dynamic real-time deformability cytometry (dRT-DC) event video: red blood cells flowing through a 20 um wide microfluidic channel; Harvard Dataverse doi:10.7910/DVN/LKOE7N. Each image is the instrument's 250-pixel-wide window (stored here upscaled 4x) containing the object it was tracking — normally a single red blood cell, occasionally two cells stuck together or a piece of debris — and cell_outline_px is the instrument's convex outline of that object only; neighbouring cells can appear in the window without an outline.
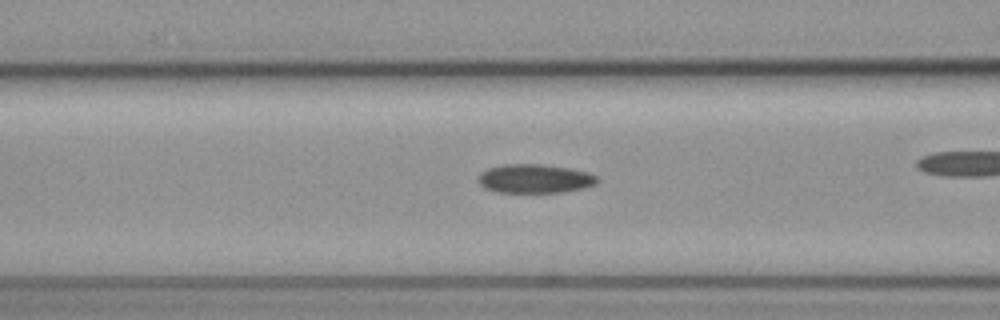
{"species": "common noctule bat (a hibernating species)", "species_latin": "Nyctalus noctula", "temperature_condition": "cold", "stored_images_in_passage": 27, "camera_frame_rate_fps": 3000, "um_per_image_px": 0.085, "animal": {"sex": "female", "body_mass_g": 19.3, "forearm_length_mm": 54.1}, "frame": {"image": 1, "passage_image": 5, "time_ms": 1.333, "image_size_px": [1000, 320], "cell_outline_px": [[600, 180], [596, 184], [584, 188], [564, 192], [496, 192], [484, 188], [480, 184], [480, 172], [488, 168], [504, 164], [544, 164], [568, 168], [588, 172], [596, 176]], "centroid_in_image_um": [45.48, 15.18], "position_along_channel_um": 121.1, "area_um2": 20.06}}
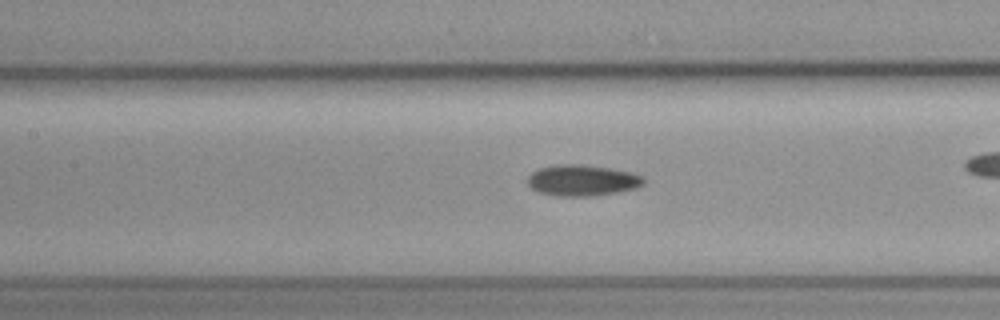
{"frame": {"image": 2, "passage_image": 8, "time_ms": 2.333, "image_size_px": [1000, 320], "cell_outline_px": [[644, 184], [636, 188], [620, 192], [596, 196], [560, 196], [536, 192], [528, 184], [528, 176], [532, 172], [540, 168], [556, 164], [584, 164], [632, 172], [644, 176]], "centroid_in_image_um": [49.51, 15.33], "position_along_channel_um": 157.9, "area_um2": 21.27}}